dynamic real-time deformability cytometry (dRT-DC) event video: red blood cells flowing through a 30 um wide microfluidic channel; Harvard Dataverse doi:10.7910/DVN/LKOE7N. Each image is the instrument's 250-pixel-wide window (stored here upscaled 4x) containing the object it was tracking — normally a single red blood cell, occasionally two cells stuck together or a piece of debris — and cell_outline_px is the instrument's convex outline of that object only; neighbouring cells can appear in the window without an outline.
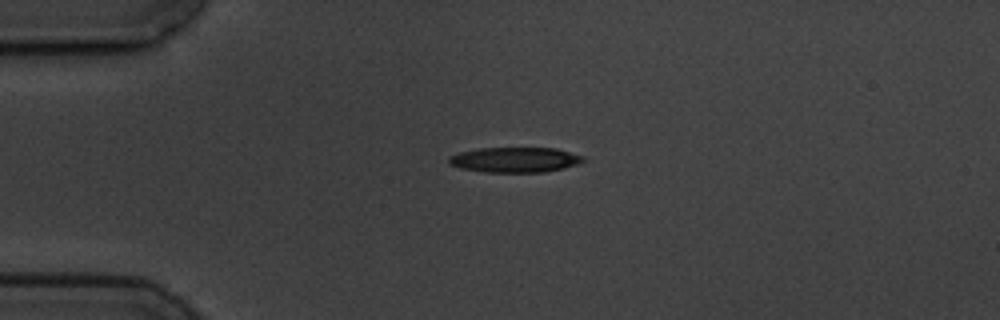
{"species": "common noctule bat (a hibernating species)", "species_latin": "Nyctalus noctula", "temperature_condition": "cold", "stored_images_in_passage": 2, "camera_frame_rate_fps": 3000, "um_per_image_px": 0.085, "animal": {"sex": "male", "body_mass_g": 19.5, "forearm_length_mm": 54.6}, "frame": {"image": 1, "passage_image": 1, "time_ms": 0.0, "image_size_px": [1000, 320], "cell_outline_px": [[584, 160], [576, 164], [564, 168], [544, 172], [484, 172], [460, 168], [448, 164], [448, 156], [460, 152], [480, 148], [556, 148], [584, 156]], "centroid_in_image_um": [43.74, 13.58], "position_along_channel_um": 41.3, "area_um2": 19.71}}